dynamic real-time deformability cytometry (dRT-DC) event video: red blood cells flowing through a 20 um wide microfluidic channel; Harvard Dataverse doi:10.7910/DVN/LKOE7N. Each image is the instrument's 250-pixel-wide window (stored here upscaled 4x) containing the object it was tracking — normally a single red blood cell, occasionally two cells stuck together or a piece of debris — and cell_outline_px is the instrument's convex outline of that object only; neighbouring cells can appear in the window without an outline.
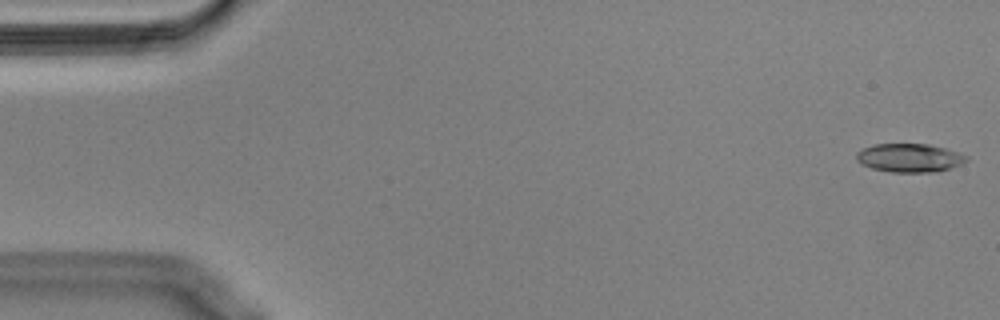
{"species": "Egyptian fruit bat (a non-hibernating species)", "species_latin": "Rousettus aegyptiacus", "temperature_condition": "cold", "stored_images_in_passage": 55, "segment_of_instrument_passage": [1, 2], "camera_frame_rate_fps": 3000, "um_per_image_px": 0.085, "animal": {"sex": "male"}, "frame": {"image": 1, "passage_image": 1, "time_ms": 0.0, "image_size_px": [1000, 320], "cell_outline_px": [[968, 160], [952, 168], [936, 172], [892, 172], [872, 168], [860, 164], [856, 160], [856, 152], [864, 148], [876, 144], [928, 144], [944, 148], [968, 156]], "centroid_in_image_um": [77.3, 13.42], "position_along_channel_um": 7.7, "area_um2": 18.26}}
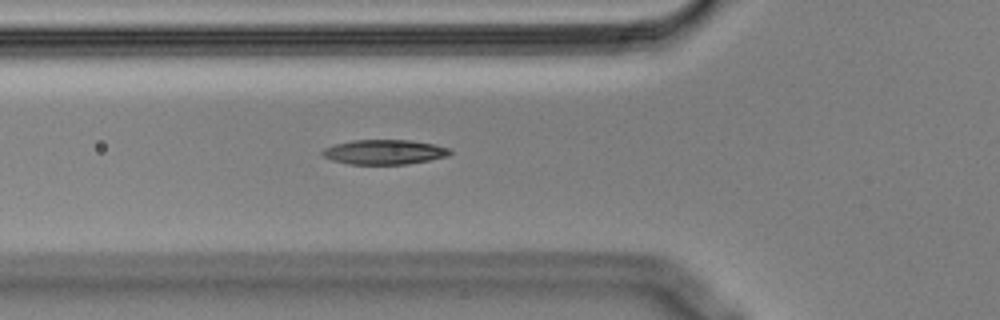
{"frame": {"image": 2, "passage_image": 19, "time_ms": 6.0, "image_size_px": [1000, 320], "cell_outline_px": [[452, 152], [448, 156], [408, 164], [348, 164], [332, 160], [324, 156], [320, 152], [324, 148], [336, 144], [352, 140], [408, 140], [432, 144], [452, 148]], "centroid_in_image_um": [32.68, 12.92], "position_along_channel_um": 93.1, "area_um2": 18.32}}
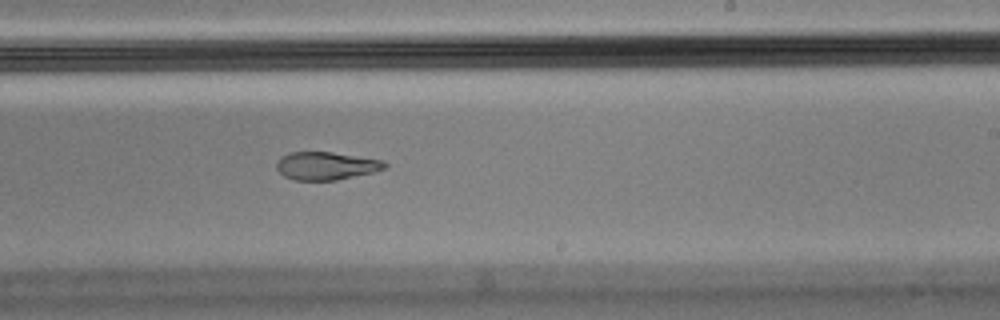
{"frame": {"image": 3, "passage_image": 33, "time_ms": 10.667, "image_size_px": [1000, 320], "cell_outline_px": [[388, 164], [384, 168], [372, 172], [336, 180], [292, 180], [284, 176], [276, 168], [276, 164], [280, 156], [288, 152], [332, 152], [384, 160]], "centroid_in_image_um": [27.68, 14.09], "position_along_channel_um": 261.3, "area_um2": 17.63}}